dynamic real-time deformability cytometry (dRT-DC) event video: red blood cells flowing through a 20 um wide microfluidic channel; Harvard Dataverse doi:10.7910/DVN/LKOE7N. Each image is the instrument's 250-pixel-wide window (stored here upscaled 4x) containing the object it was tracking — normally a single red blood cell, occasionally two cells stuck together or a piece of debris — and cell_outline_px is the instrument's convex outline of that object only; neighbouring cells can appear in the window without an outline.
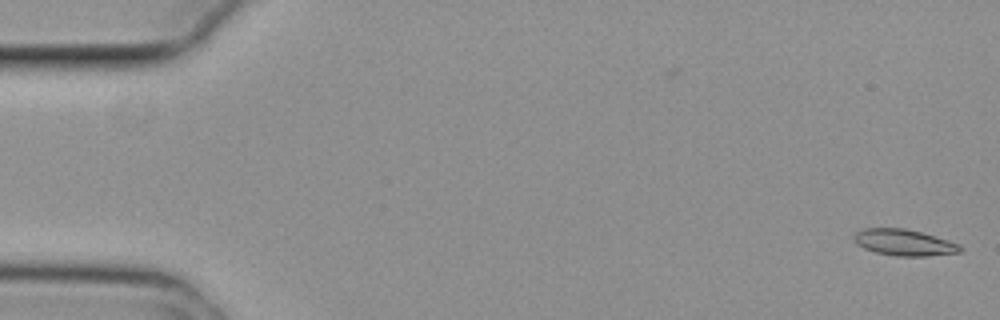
{"species": "common noctule bat (a hibernating species)", "species_latin": "Nyctalus noctula", "temperature_condition": "cold", "stored_images_in_passage": 15, "camera_frame_rate_fps": 3000, "um_per_image_px": 0.085, "animal": {"sex": "female", "body_mass_g": 29.2, "forearm_length_mm": 56.3}, "frame": {"image": 1, "passage_image": 1, "time_ms": 0.0, "image_size_px": [1000, 320], "cell_outline_px": [[964, 248], [960, 252], [928, 256], [896, 256], [876, 252], [864, 248], [856, 244], [852, 240], [852, 236], [856, 232], [864, 228], [904, 228], [920, 232], [948, 240], [960, 244]], "centroid_in_image_um": [76.83, 20.61], "position_along_channel_um": 8.2, "area_um2": 16.36}}